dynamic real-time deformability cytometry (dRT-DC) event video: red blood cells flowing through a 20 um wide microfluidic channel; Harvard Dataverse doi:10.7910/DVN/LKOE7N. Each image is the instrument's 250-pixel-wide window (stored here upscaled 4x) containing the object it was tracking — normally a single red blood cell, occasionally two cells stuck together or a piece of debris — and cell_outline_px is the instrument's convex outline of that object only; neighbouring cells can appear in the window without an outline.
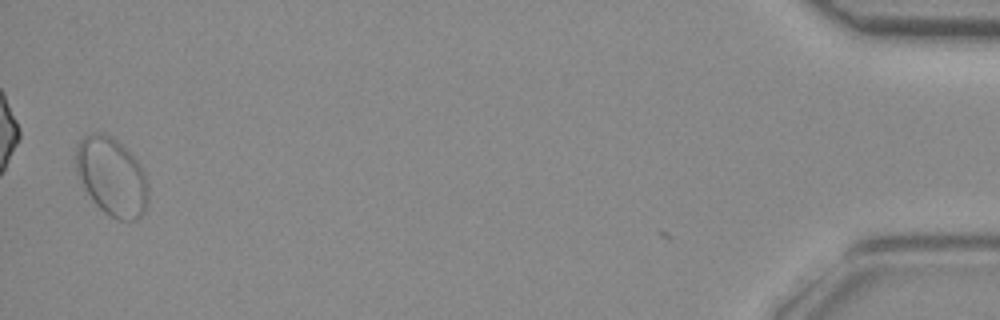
{"species": "common noctule bat (a hibernating species)", "species_latin": "Nyctalus noctula", "temperature_condition": "room temperature", "stored_images_in_passage": 41, "camera_frame_rate_fps": 3000, "um_per_image_px": 0.085, "animal": {"sex": "female", "body_mass_g": 29.2, "forearm_length_mm": 56.3}, "frame": {"image": 1, "passage_image": 40, "time_ms": 13.0, "image_size_px": [1000, 320], "cell_outline_px": [[148, 204], [144, 212], [136, 220], [116, 220], [104, 212], [92, 200], [84, 188], [76, 172], [72, 160], [76, 148], [80, 140], [84, 136], [100, 132], [112, 136], [140, 164], [144, 172], [148, 184]], "centroid_in_image_um": [9.47, 15.02], "position_along_channel_um": 425.7, "area_um2": 33.23}}